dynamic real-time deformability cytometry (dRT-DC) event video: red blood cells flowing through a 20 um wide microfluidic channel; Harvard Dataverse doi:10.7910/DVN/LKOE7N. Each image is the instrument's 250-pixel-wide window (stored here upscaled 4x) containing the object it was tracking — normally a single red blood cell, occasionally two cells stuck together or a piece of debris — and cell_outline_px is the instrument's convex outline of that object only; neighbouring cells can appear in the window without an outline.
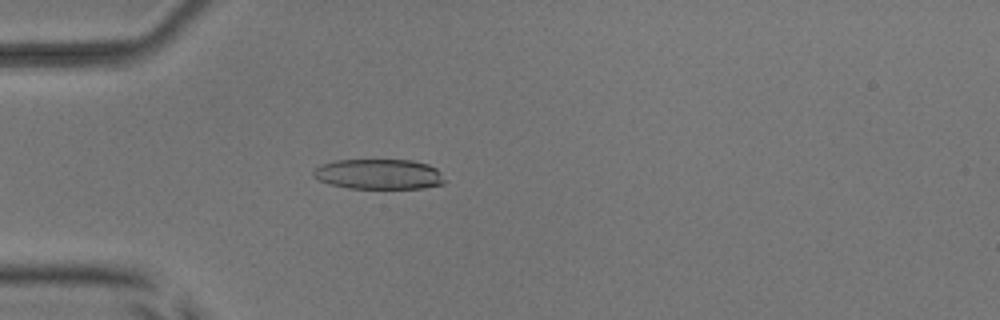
{"species": "common noctule bat (a hibernating species)", "species_latin": "Nyctalus noctula", "temperature_condition": "room temperature", "stored_images_in_passage": 4, "camera_frame_rate_fps": 3000, "um_per_image_px": 0.085, "animal": {"sex": "male", "body_mass_g": 17.9, "forearm_length_mm": 54.2}, "frame": {"image": 1, "passage_image": 4, "time_ms": 3.667, "image_size_px": [1000, 320], "cell_outline_px": [[444, 184], [424, 188], [348, 188], [328, 184], [312, 176], [312, 172], [320, 164], [336, 160], [412, 160], [428, 164], [436, 168], [440, 172], [444, 180]], "centroid_in_image_um": [32.19, 14.8], "position_along_channel_um": 52.8, "area_um2": 23.18}}